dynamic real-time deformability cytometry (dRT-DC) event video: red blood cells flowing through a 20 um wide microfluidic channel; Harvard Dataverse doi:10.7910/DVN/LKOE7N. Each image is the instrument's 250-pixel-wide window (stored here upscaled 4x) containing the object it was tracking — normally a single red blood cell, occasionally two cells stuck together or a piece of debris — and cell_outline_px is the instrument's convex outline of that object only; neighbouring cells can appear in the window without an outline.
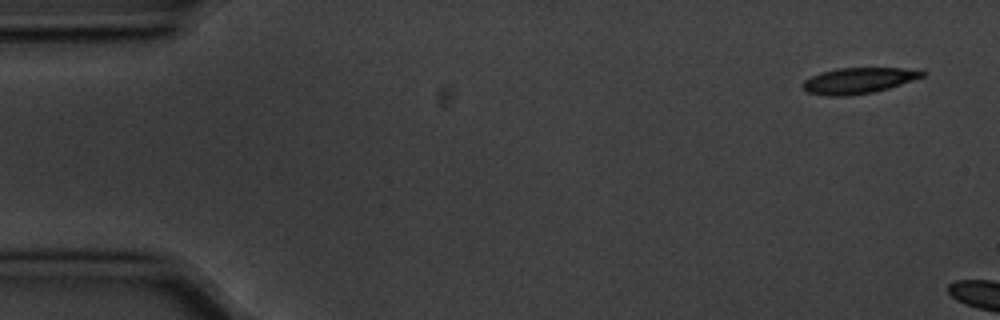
{"species": "common noctule bat (a hibernating species)", "species_latin": "Nyctalus noctula", "temperature_condition": "cold", "stored_images_in_passage": 3, "camera_frame_rate_fps": 3000, "um_per_image_px": 0.085, "animal": {"sex": "male", "body_mass_g": 20.1, "forearm_length_mm": 53.5}, "frame": {"image": 1, "passage_image": 1, "time_ms": 0.0, "image_size_px": [1000, 320], "cell_outline_px": [[924, 76], [888, 88], [872, 92], [848, 96], [828, 96], [808, 92], [804, 88], [804, 80], [820, 72], [836, 68], [920, 68], [924, 72]], "centroid_in_image_um": [72.99, 6.83], "position_along_channel_um": 12.0, "area_um2": 17.92}}